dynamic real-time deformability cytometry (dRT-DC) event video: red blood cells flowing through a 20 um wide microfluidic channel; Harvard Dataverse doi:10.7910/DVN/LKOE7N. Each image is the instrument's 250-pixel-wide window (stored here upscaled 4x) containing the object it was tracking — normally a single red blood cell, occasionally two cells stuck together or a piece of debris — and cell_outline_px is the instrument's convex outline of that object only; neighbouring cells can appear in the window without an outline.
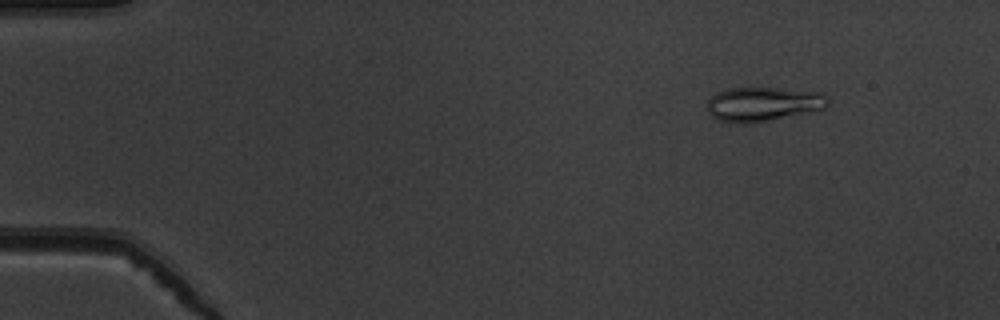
{"species": "common noctule bat (a hibernating species)", "species_latin": "Nyctalus noctula", "temperature_condition": "warm", "stored_images_in_passage": 53, "camera_frame_rate_fps": 3000, "um_per_image_px": 0.085, "animal": {"sex": "male", "body_mass_g": 19.5, "forearm_length_mm": 54.6}, "frame": {"image": 1, "passage_image": 7, "time_ms": 2.0, "image_size_px": [1000, 320], "cell_outline_px": [[828, 104], [824, 108], [768, 120], [748, 124], [740, 124], [716, 120], [708, 112], [708, 100], [712, 96], [728, 88], [776, 88], [824, 92], [828, 96]], "centroid_in_image_um": [64.85, 8.84], "position_along_channel_um": 20.1, "area_um2": 23.93}}
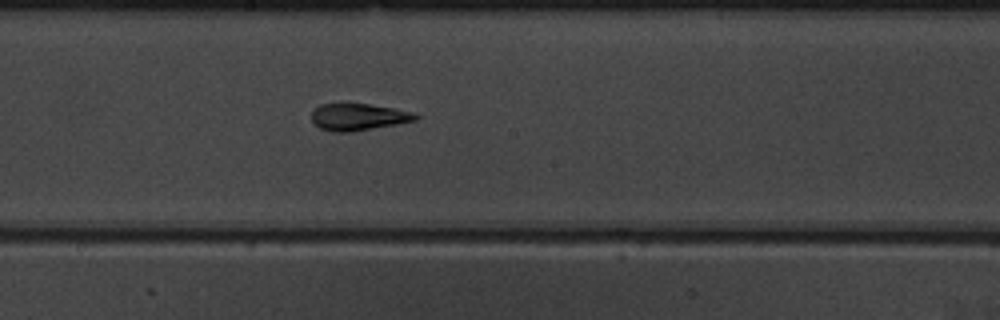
{"frame": {"image": 2, "passage_image": 30, "time_ms": 9.667, "image_size_px": [1000, 320], "cell_outline_px": [[420, 116], [416, 120], [396, 124], [352, 132], [332, 132], [320, 128], [312, 120], [312, 112], [320, 104], [340, 100], [344, 100], [392, 108], [412, 112]], "centroid_in_image_um": [30.4, 9.89], "position_along_channel_um": 217.8, "area_um2": 16.82}}
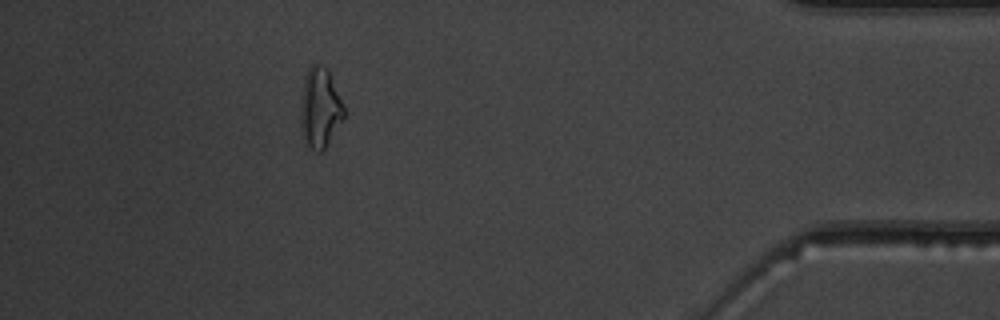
{"frame": {"image": 3, "passage_image": 48, "time_ms": 15.667, "image_size_px": [1000, 320], "cell_outline_px": [[344, 116], [324, 148], [320, 152], [316, 152], [304, 144], [300, 128], [300, 100], [304, 76], [308, 68], [312, 64], [316, 64], [328, 68], [344, 104]], "centroid_in_image_um": [27.16, 9.15], "position_along_channel_um": 408.0, "area_um2": 20.52}, "authors_computed_cell_mechanics": {"area_um2": 17.4556, "velocity_mm_per_s": 3.9121, "shape_relaxation_time_tau1_ms": 4.3673, "shape_relaxation_time_tau2_ms": 1.7364, "deformation_change_tau1": 0.1767, "deformation_change_tau2": 0.1282}}